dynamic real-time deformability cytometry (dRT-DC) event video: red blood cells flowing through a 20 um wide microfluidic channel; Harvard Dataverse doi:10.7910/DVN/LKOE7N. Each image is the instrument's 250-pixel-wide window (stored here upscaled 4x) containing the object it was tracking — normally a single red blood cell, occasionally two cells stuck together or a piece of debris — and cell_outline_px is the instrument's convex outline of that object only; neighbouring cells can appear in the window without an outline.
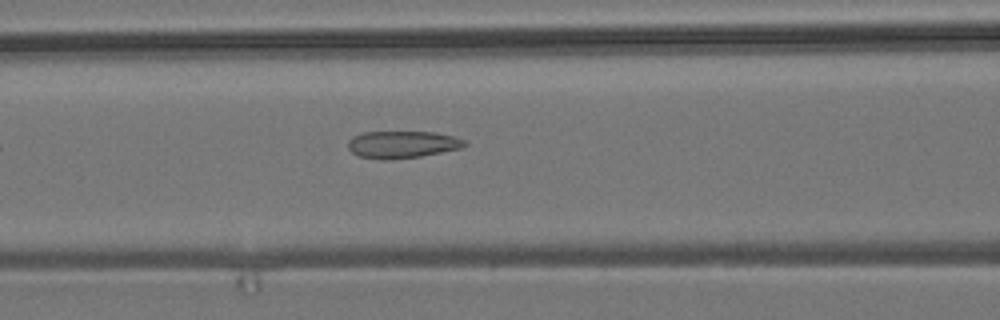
{"species": "common noctule bat (a hibernating species)", "species_latin": "Nyctalus noctula", "temperature_condition": "room temperature", "stored_images_in_passage": 6, "camera_frame_rate_fps": 3000, "um_per_image_px": 0.085, "animal": {"sex": "male", "body_mass_g": 19.2, "forearm_length_mm": 51.8}, "frame": {"image": 1, "passage_image": 6, "time_ms": 1.667, "image_size_px": [1000, 320], "cell_outline_px": [[468, 144], [460, 148], [420, 156], [384, 160], [360, 156], [352, 152], [348, 148], [348, 140], [352, 136], [360, 132], [436, 132], [452, 136], [464, 140]], "centroid_in_image_um": [34.15, 12.27], "position_along_channel_um": 132.4, "area_um2": 18.32}}